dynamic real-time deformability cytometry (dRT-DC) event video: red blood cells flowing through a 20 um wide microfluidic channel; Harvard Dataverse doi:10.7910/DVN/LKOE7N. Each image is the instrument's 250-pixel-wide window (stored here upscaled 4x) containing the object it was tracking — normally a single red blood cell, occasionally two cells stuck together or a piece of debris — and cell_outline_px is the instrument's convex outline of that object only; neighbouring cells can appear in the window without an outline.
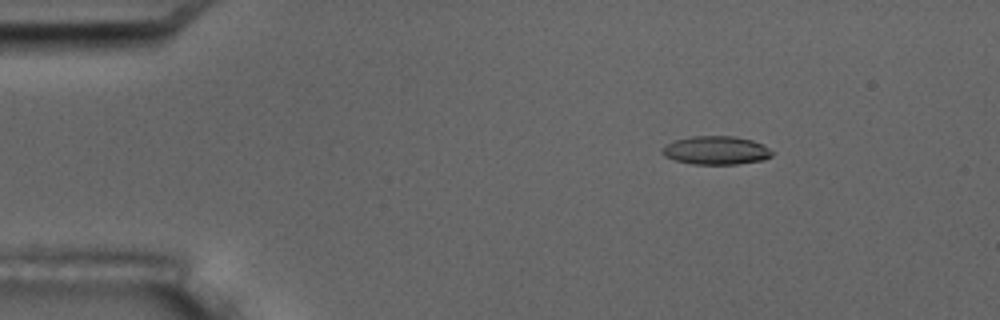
{"species": "common noctule bat (a hibernating species)", "species_latin": "Nyctalus noctula", "temperature_condition": "room temperature", "stored_images_in_passage": 3, "camera_frame_rate_fps": 3000, "um_per_image_px": 0.085, "animal": {"sex": "male", "body_mass_g": 17.5, "forearm_length_mm": 52.3}, "frame": {"image": 1, "passage_image": 1, "time_ms": 0.0, "image_size_px": [1000, 320], "cell_outline_px": [[772, 156], [764, 160], [736, 164], [692, 164], [676, 160], [664, 156], [660, 152], [660, 148], [664, 144], [672, 140], [692, 136], [732, 136], [752, 140], [768, 148], [772, 152]], "centroid_in_image_um": [60.79, 12.77], "position_along_channel_um": 24.2, "area_um2": 18.32}}